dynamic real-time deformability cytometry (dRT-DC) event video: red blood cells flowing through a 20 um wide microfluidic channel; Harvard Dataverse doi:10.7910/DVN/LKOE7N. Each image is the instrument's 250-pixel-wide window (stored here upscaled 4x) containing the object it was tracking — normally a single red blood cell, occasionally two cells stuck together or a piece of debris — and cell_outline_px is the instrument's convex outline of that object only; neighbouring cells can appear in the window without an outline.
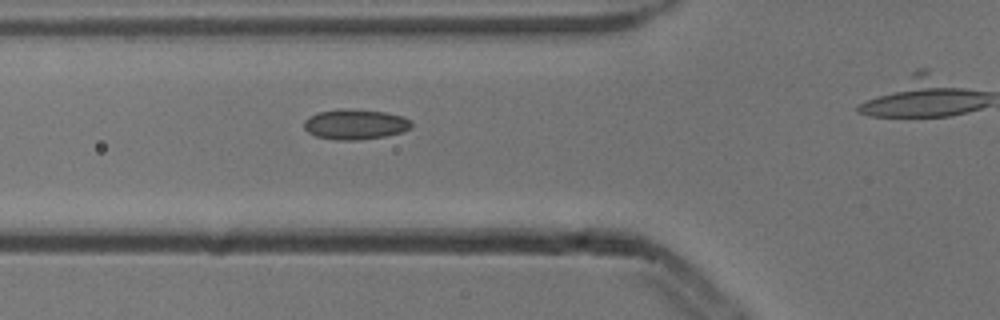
{"species": "common noctule bat (a hibernating species)", "species_latin": "Nyctalus noctula", "temperature_condition": "cold", "stored_images_in_passage": 5, "camera_frame_rate_fps": 3000, "um_per_image_px": 0.085, "animal": {"sex": "male", "body_mass_g": 13.3}, "frame": {"image": 1, "passage_image": 4, "time_ms": 1.0, "image_size_px": [1000, 320], "cell_outline_px": [[412, 128], [400, 132], [384, 136], [356, 140], [336, 140], [316, 136], [308, 132], [304, 128], [304, 120], [308, 116], [316, 112], [340, 108], [352, 108], [388, 112], [404, 116], [412, 120]], "centroid_in_image_um": [30.19, 10.54], "position_along_channel_um": 95.6, "area_um2": 19.31}}